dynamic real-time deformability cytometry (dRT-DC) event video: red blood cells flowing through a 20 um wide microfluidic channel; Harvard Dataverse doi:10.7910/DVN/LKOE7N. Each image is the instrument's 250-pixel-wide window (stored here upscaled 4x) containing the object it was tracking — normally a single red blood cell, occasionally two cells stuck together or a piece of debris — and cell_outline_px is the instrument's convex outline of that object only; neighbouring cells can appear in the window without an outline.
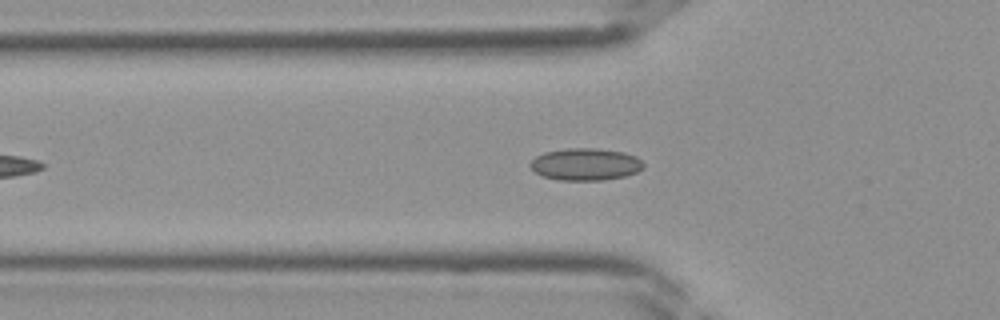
{"species": "Egyptian fruit bat (a non-hibernating species)", "species_latin": "Rousettus aegyptiacus", "temperature_condition": "room temperature", "stored_images_in_passage": 32, "camera_frame_rate_fps": 3000, "um_per_image_px": 0.085, "frame": {"image": 1, "passage_image": 8, "time_ms": 2.333, "image_size_px": [1000, 320], "cell_outline_px": [[644, 168], [636, 172], [624, 176], [604, 180], [560, 180], [544, 176], [536, 172], [528, 164], [536, 156], [544, 152], [564, 148], [600, 148], [624, 152], [636, 156], [644, 164]], "centroid_in_image_um": [49.78, 13.95], "position_along_channel_um": 76.0, "area_um2": 21.27}}
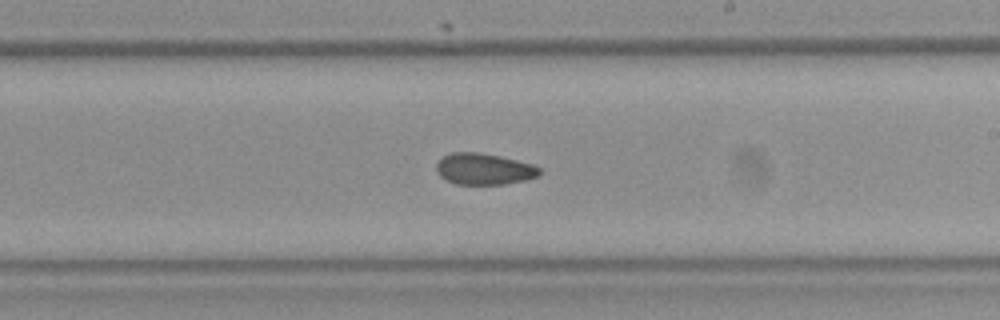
{"frame": {"image": 2, "passage_image": 18, "time_ms": 5.667, "image_size_px": [1000, 320], "cell_outline_px": [[544, 172], [536, 176], [524, 180], [504, 184], [456, 184], [444, 180], [436, 172], [436, 164], [444, 156], [452, 152], [480, 152], [500, 156], [532, 164], [540, 168]], "centroid_in_image_um": [41.12, 14.36], "position_along_channel_um": 247.9, "area_um2": 18.9}}
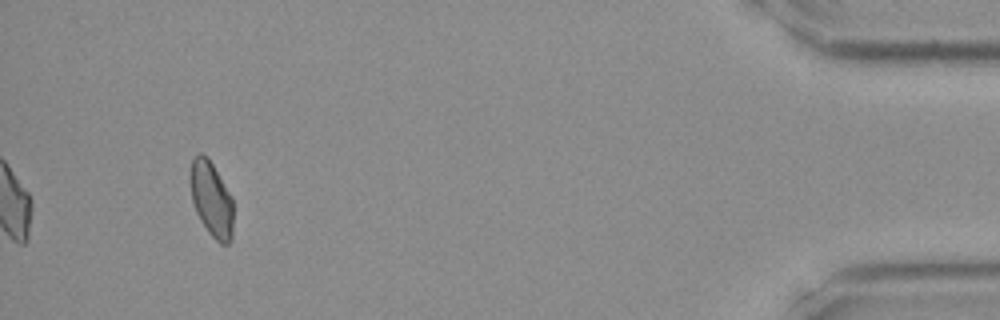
{"frame": {"image": 3, "passage_image": 32, "time_ms": 10.333, "image_size_px": [1000, 320], "cell_outline_px": [[232, 240], [228, 244], [220, 244], [208, 232], [200, 220], [196, 212], [192, 200], [188, 180], [188, 176], [192, 160], [200, 152], [212, 164], [232, 196]], "centroid_in_image_um": [17.94, 16.94], "position_along_channel_um": 417.3, "area_um2": 18.9}}